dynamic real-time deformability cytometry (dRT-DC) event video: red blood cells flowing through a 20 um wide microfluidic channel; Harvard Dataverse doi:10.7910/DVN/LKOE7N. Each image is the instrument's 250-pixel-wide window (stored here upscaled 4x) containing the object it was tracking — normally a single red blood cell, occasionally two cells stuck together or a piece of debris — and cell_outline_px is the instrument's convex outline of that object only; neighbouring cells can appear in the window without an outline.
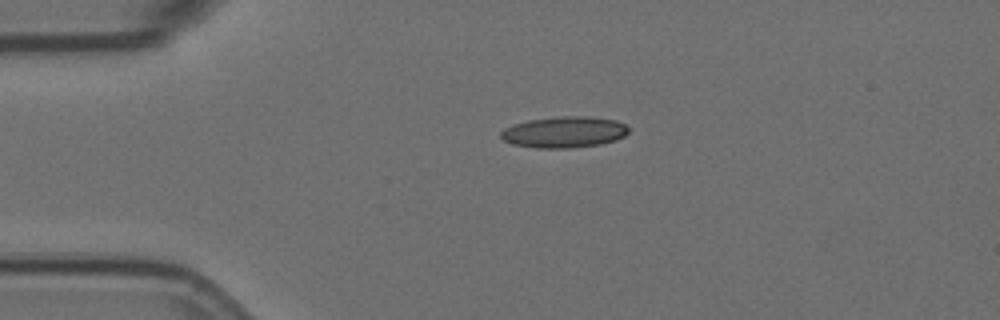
{"species": "Egyptian fruit bat (a non-hibernating species)", "species_latin": "Rousettus aegyptiacus", "temperature_condition": "room temperature", "stored_images_in_passage": 5, "camera_frame_rate_fps": 3000, "um_per_image_px": 0.085, "animal": {"sex": "female"}, "frame": {"image": 1, "passage_image": 3, "time_ms": 0.667, "image_size_px": [1000, 320], "cell_outline_px": [[628, 132], [624, 136], [616, 140], [600, 144], [568, 148], [536, 148], [512, 144], [504, 140], [500, 136], [500, 132], [504, 128], [528, 120], [560, 116], [588, 116], [616, 120], [624, 124], [628, 128]], "centroid_in_image_um": [47.95, 11.23], "position_along_channel_um": 37.0, "area_um2": 23.18}}
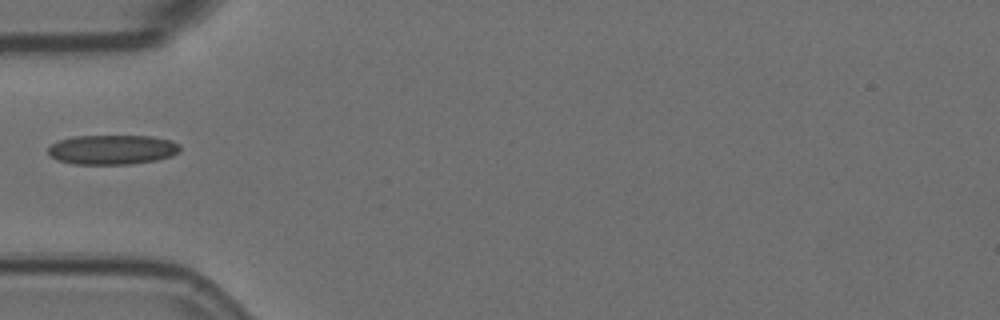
{"frame": {"image": 2, "passage_image": 5, "time_ms": 1.333, "image_size_px": [1000, 320], "cell_outline_px": [[180, 152], [172, 156], [156, 160], [128, 164], [72, 164], [60, 160], [52, 156], [48, 152], [48, 148], [56, 140], [72, 136], [152, 136], [172, 140], [180, 144]], "centroid_in_image_um": [9.57, 12.71], "position_along_channel_um": 75.4, "area_um2": 22.89}}